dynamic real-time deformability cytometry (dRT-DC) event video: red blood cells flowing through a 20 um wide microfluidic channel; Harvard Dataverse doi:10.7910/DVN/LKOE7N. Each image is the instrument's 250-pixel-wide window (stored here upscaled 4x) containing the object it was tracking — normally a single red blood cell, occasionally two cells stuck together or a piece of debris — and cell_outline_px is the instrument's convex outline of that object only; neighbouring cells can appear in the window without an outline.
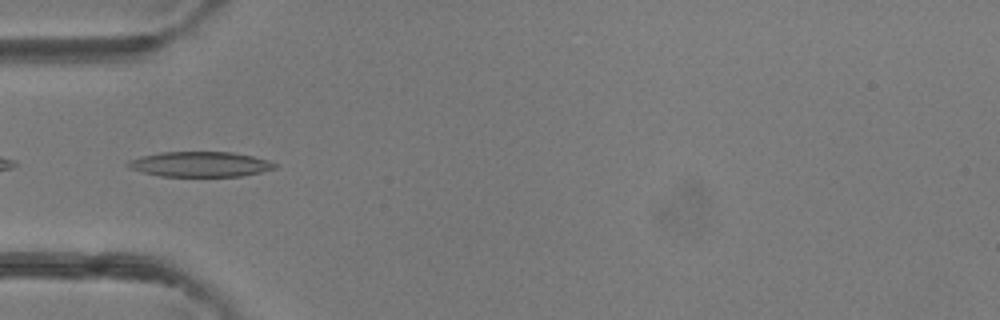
{"species": "common noctule bat (a hibernating species)", "species_latin": "Nyctalus noctula", "temperature_condition": "room temperature", "stored_images_in_passage": 47, "camera_frame_rate_fps": 3000, "um_per_image_px": 0.085, "animal": {"sex": "female"}, "frame": {"image": 1, "passage_image": 15, "time_ms": 4.667, "image_size_px": [1000, 320], "cell_outline_px": [[276, 168], [260, 172], [240, 176], [160, 176], [128, 168], [124, 164], [128, 160], [140, 156], [160, 152], [232, 152], [252, 156], [268, 160], [276, 164]], "centroid_in_image_um": [16.96, 13.95], "position_along_channel_um": 68.0, "area_um2": 21.5}}
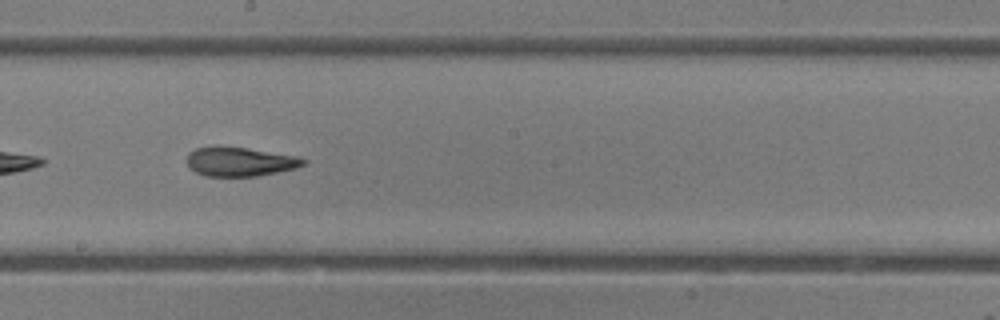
{"frame": {"image": 2, "passage_image": 26, "time_ms": 8.333, "image_size_px": [1000, 320], "cell_outline_px": [[308, 160], [304, 164], [296, 168], [256, 176], [204, 176], [196, 172], [188, 164], [188, 152], [196, 148], [216, 144], [244, 148], [296, 156]], "centroid_in_image_um": [20.35, 13.72], "position_along_channel_um": 227.8, "area_um2": 19.77}}
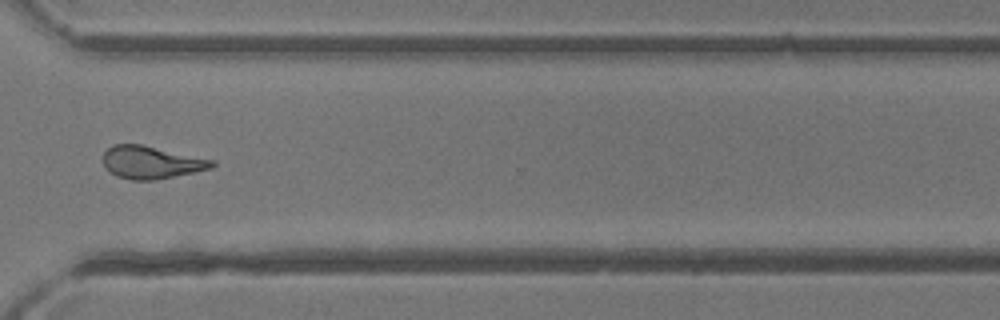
{"frame": {"image": 3, "passage_image": 35, "time_ms": 11.333, "image_size_px": [1000, 320], "cell_outline_px": [[216, 164], [212, 168], [156, 180], [132, 180], [116, 176], [108, 172], [104, 164], [104, 152], [112, 144], [140, 144], [216, 160]], "centroid_in_image_um": [12.86, 13.8], "position_along_channel_um": 357.7, "area_um2": 20.75}, "authors_computed_cell_mechanics": {"area_um2": 21.386, "velocity_mm_per_s": 4.3427, "shape_relaxation_time_tau1_ms": 5.7096, "shape_relaxation_time_tau2_ms": 2.5618, "deformation_change_tau1": 0.204, "deformation_change_tau2": 0.1298}}